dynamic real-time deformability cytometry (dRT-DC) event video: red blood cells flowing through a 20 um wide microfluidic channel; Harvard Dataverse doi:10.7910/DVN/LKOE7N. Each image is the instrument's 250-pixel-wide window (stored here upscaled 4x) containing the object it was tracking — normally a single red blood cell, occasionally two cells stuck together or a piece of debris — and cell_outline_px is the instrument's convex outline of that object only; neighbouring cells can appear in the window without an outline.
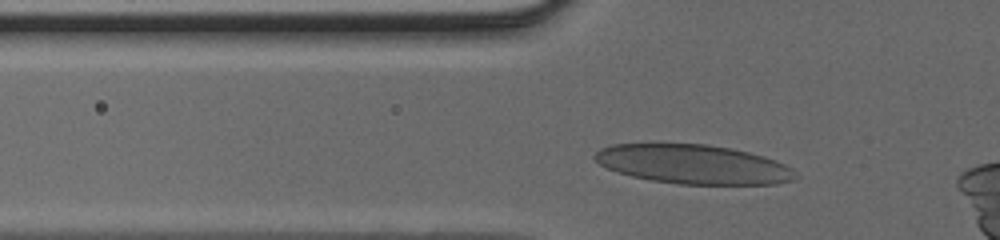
{"species": "human", "species_latin": "Homo sapiens", "temperature_condition": "cold", "stored_images_in_passage": 30, "camera_frame_rate_fps": 3000, "um_per_image_px": 0.085, "donor": {"sex": "male"}, "frame": {"image": 1, "passage_image": 6, "time_ms": 1.667, "image_size_px": [1000, 240], "cell_outline_px": [[800, 176], [792, 180], [776, 184], [676, 184], [652, 180], [632, 176], [616, 172], [600, 164], [592, 156], [600, 148], [612, 144], [704, 144], [728, 148], [748, 152], [764, 156], [776, 160], [792, 168]], "centroid_in_image_um": [58.94, 13.97], "position_along_channel_um": 66.9, "area_um2": 45.78}}
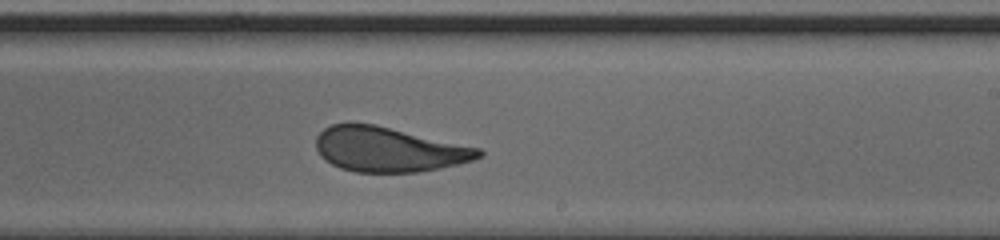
{"frame": {"image": 2, "passage_image": 19, "time_ms": 6.0, "image_size_px": [1000, 240], "cell_outline_px": [[484, 152], [480, 156], [472, 160], [460, 164], [440, 168], [416, 172], [356, 172], [340, 168], [332, 164], [320, 156], [316, 148], [316, 136], [324, 128], [332, 124], [348, 120], [376, 124], [480, 148]], "centroid_in_image_um": [32.99, 12.67], "position_along_channel_um": 256.0, "area_um2": 42.95}}
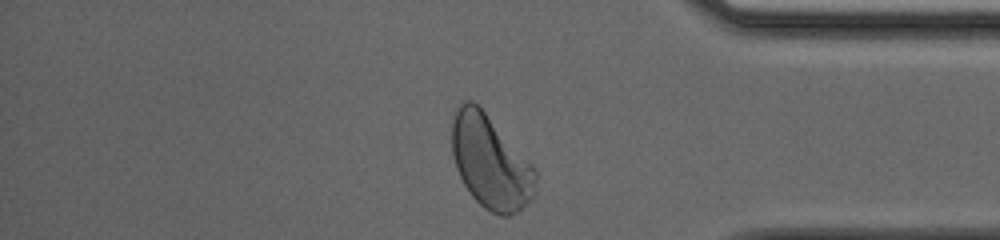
{"frame": {"image": 3, "passage_image": 29, "time_ms": 9.333, "image_size_px": [1000, 240], "cell_outline_px": [[536, 180], [532, 196], [516, 212], [508, 216], [500, 216], [484, 208], [472, 196], [464, 184], [456, 168], [452, 152], [452, 120], [456, 108], [464, 100], [472, 100], [484, 112], [536, 168]], "centroid_in_image_um": [41.66, 13.77], "position_along_channel_um": 393.5, "area_um2": 44.8}}